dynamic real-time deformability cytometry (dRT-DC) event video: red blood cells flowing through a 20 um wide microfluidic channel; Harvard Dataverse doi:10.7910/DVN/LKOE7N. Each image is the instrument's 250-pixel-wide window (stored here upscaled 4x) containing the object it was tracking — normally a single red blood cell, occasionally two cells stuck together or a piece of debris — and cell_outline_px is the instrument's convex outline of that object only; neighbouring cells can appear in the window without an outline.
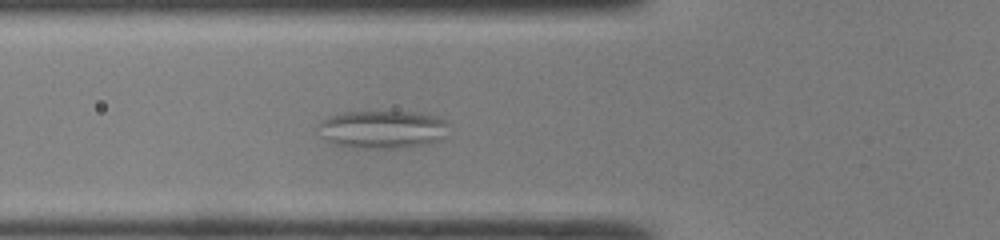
{"species": "common noctule bat (a hibernating species)", "species_latin": "Nyctalus noctula", "temperature_condition": "room temperature", "stored_images_in_passage": 47, "segment_of_instrument_passage": [1, 2], "camera_frame_rate_fps": 3000, "um_per_image_px": 0.085, "animal": {"sex": "male", "body_mass_g": 19.0, "forearm_length_mm": 50.8}, "frame": {"image": 1, "passage_image": 15, "time_ms": 4.667, "image_size_px": [1000, 240], "cell_outline_px": [[448, 136], [440, 140], [428, 144], [404, 148], [352, 148], [336, 144], [320, 136], [320, 124], [324, 120], [332, 116], [344, 112], [412, 112], [440, 116], [448, 124]], "centroid_in_image_um": [32.61, 11.01], "position_along_channel_um": 93.2, "area_um2": 29.02}}
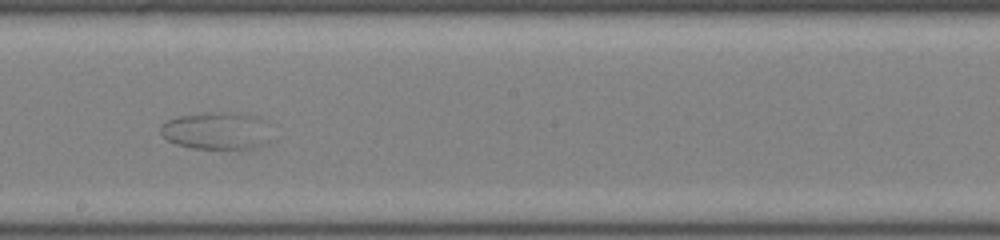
{"frame": {"image": 2, "passage_image": 25, "time_ms": 8.0, "image_size_px": [1000, 240], "cell_outline_px": [[276, 140], [256, 148], [240, 152], [192, 148], [176, 144], [168, 140], [160, 132], [160, 124], [168, 120], [180, 116], [212, 112], [232, 112], [252, 116]], "centroid_in_image_um": [18.41, 11.2], "position_along_channel_um": 229.8, "area_um2": 24.62}}
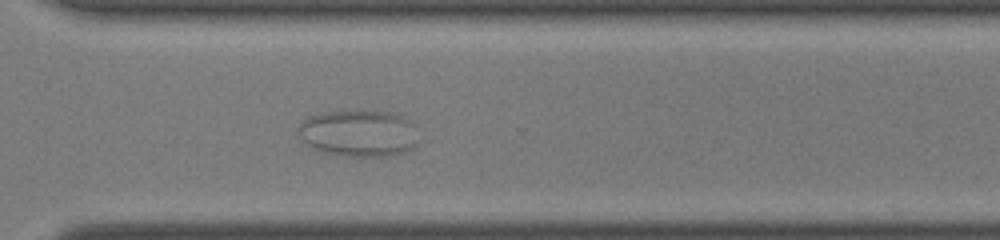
{"frame": {"image": 3, "passage_image": 33, "time_ms": 10.667, "image_size_px": [1000, 240], "cell_outline_px": [[416, 144], [412, 148], [404, 152], [388, 156], [348, 156], [324, 152], [304, 144], [296, 128], [308, 116], [324, 112], [388, 112], [400, 116], [416, 124]], "centroid_in_image_um": [30.47, 11.34], "position_along_channel_um": 340.1, "area_um2": 32.43}}